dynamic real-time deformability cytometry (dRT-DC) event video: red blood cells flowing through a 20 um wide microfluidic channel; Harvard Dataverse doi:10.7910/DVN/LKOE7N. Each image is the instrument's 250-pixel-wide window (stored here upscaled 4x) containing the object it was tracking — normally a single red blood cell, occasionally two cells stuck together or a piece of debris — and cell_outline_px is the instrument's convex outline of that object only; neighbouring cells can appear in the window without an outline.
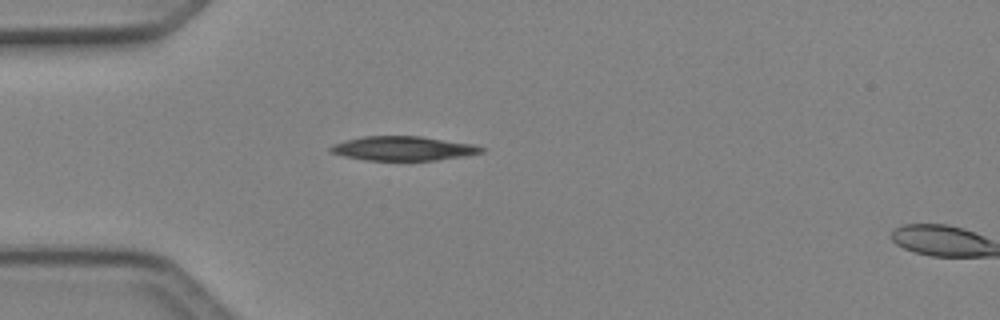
{"species": "Egyptian fruit bat (a non-hibernating species)", "species_latin": "Rousettus aegyptiacus", "temperature_condition": "cold", "stored_images_in_passage": 2, "camera_frame_rate_fps": 3000, "um_per_image_px": 0.085, "animal": {"sex": "female"}, "frame": {"image": 1, "passage_image": 1, "time_ms": 0.0, "image_size_px": [1000, 320], "cell_outline_px": [[488, 148], [484, 152], [464, 156], [436, 160], [368, 160], [344, 156], [332, 152], [328, 148], [332, 144], [344, 140], [360, 136], [420, 136], [476, 144]], "centroid_in_image_um": [34.32, 12.6], "position_along_channel_um": 50.7, "area_um2": 21.5}}